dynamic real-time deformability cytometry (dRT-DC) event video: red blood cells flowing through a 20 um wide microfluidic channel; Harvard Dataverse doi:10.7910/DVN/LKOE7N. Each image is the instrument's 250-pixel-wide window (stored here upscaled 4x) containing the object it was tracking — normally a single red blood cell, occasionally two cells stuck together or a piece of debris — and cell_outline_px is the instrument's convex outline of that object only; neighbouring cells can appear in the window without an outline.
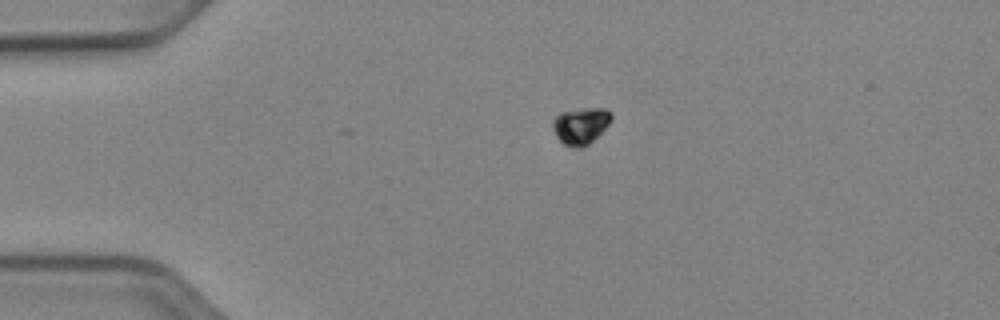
{"species": "Egyptian fruit bat (a non-hibernating species)", "species_latin": "Rousettus aegyptiacus", "temperature_condition": "cold", "stored_images_in_passage": 36, "camera_frame_rate_fps": 3000, "um_per_image_px": 0.085, "animal": {"sex": "female"}, "frame": {"image": 1, "passage_image": 1, "time_ms": 0.0, "image_size_px": [1000, 320], "cell_outline_px": [[612, 120], [588, 144], [580, 148], [572, 148], [564, 144], [556, 136], [552, 124], [552, 120], [560, 112], [580, 108], [604, 108], [612, 112]], "centroid_in_image_um": [49.35, 10.67], "position_along_channel_um": 35.7, "area_um2": 12.48}}
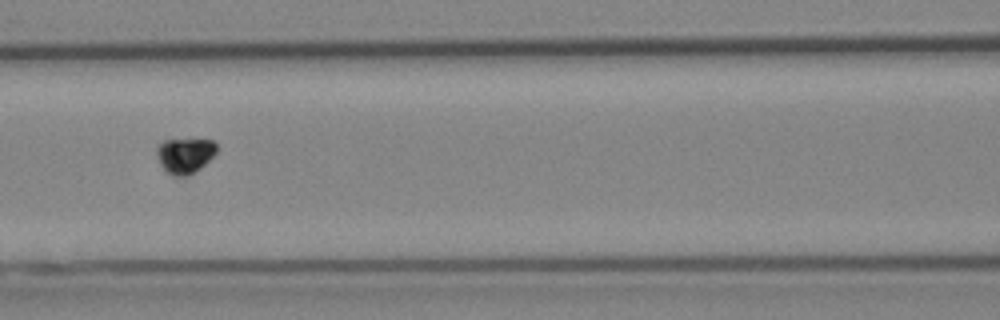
{"frame": {"image": 2, "passage_image": 13, "time_ms": 4.0, "image_size_px": [1000, 320], "cell_outline_px": [[216, 152], [200, 168], [188, 176], [172, 176], [160, 164], [156, 152], [156, 148], [164, 140], [212, 140], [216, 144]], "centroid_in_image_um": [15.7, 13.22], "position_along_channel_um": 150.9, "area_um2": 12.08}}
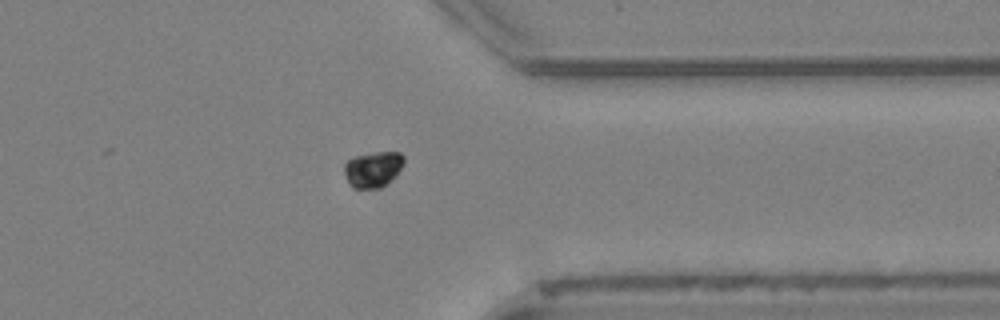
{"frame": {"image": 3, "passage_image": 31, "time_ms": 10.0, "image_size_px": [1000, 320], "cell_outline_px": [[404, 164], [396, 176], [380, 188], [352, 188], [348, 184], [344, 172], [344, 164], [348, 160], [356, 156], [376, 152], [400, 152], [404, 156]], "centroid_in_image_um": [31.71, 14.39], "position_along_channel_um": 379.7, "area_um2": 12.54}}